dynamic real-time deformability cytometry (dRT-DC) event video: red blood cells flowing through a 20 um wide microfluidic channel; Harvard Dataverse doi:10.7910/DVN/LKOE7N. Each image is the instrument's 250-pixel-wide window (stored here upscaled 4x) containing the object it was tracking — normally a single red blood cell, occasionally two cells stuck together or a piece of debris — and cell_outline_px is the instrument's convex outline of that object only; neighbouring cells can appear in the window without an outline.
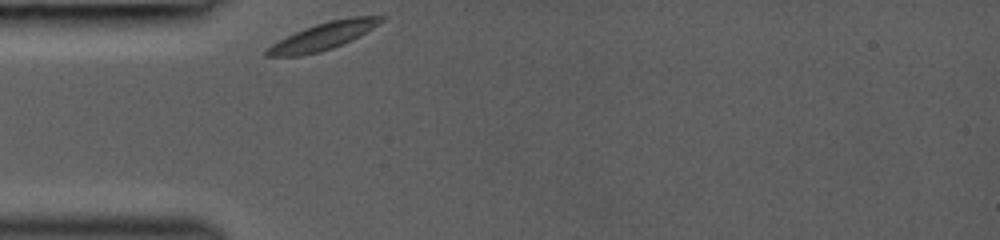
{"species": "common noctule bat (a hibernating species)", "species_latin": "Nyctalus noctula", "temperature_condition": "room temperature", "stored_images_in_passage": 28, "camera_frame_rate_fps": 3000, "um_per_image_px": 0.085, "animal": {"sex": "female", "body_mass_g": 19.0, "forearm_length_mm": 53.3}, "frame": {"image": 1, "passage_image": 1, "time_ms": 0.0, "image_size_px": [1000, 240], "cell_outline_px": [[388, 16], [384, 20], [372, 28], [352, 40], [332, 48], [320, 52], [300, 56], [264, 56], [264, 52], [272, 44], [304, 28], [328, 20], [352, 16]], "centroid_in_image_um": [27.48, 3.07], "position_along_channel_um": 57.5, "area_um2": 18.03}}
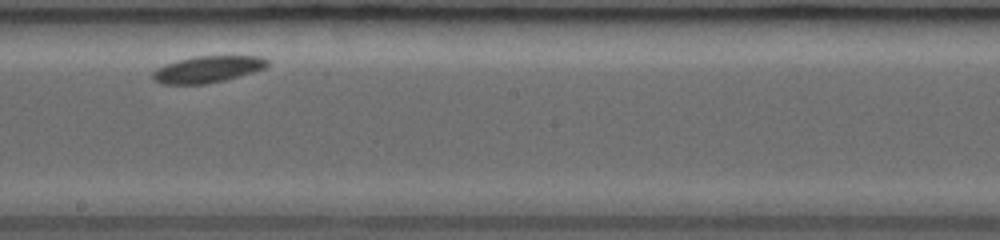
{"frame": {"image": 2, "passage_image": 15, "time_ms": 4.667, "image_size_px": [1000, 240], "cell_outline_px": [[268, 64], [264, 68], [240, 76], [208, 84], [160, 84], [152, 80], [152, 72], [156, 68], [192, 56], [260, 56], [268, 60]], "centroid_in_image_um": [17.62, 5.9], "position_along_channel_um": 230.6, "area_um2": 17.74}}
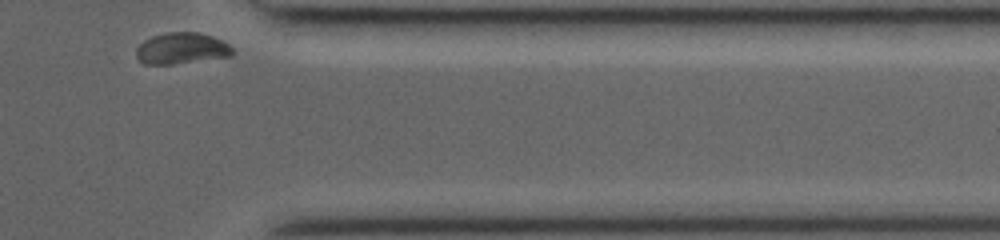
{"frame": {"image": 3, "passage_image": 28, "time_ms": 9.0, "image_size_px": [1000, 240], "cell_outline_px": [[232, 56], [172, 64], [144, 64], [136, 56], [136, 48], [144, 40], [152, 36], [164, 32], [200, 32], [212, 36], [228, 44], [232, 48]], "centroid_in_image_um": [15.41, 4.1], "position_along_channel_um": 396.0, "area_um2": 17.51}}